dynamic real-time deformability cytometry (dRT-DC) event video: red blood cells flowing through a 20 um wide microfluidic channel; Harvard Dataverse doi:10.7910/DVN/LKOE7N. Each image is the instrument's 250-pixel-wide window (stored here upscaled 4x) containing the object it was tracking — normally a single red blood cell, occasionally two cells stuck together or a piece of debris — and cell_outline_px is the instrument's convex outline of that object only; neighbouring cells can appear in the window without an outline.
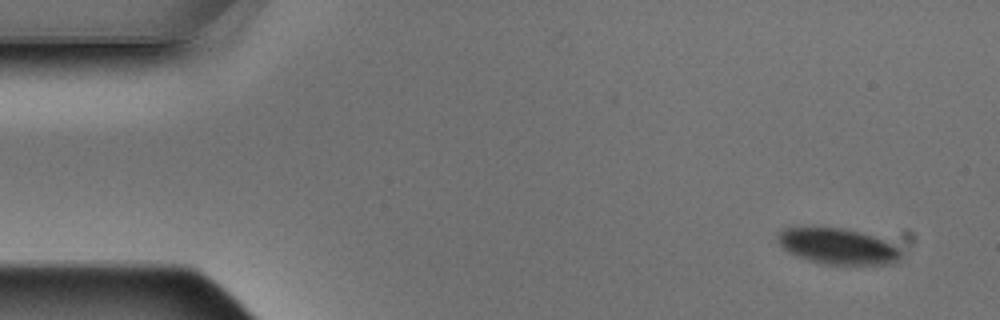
{"species": "Egyptian fruit bat (a non-hibernating species)", "species_latin": "Rousettus aegyptiacus", "temperature_condition": "warm", "stored_images_in_passage": 14, "camera_frame_rate_fps": 3000, "um_per_image_px": 0.085, "animal": {"sex": "male"}, "frame": {"image": 1, "passage_image": 1, "time_ms": 0.0, "image_size_px": [1000, 320], "cell_outline_px": [[904, 256], [900, 260], [892, 264], [828, 264], [808, 260], [796, 256], [788, 252], [776, 240], [776, 236], [784, 228], [844, 228], [860, 232], [884, 240], [892, 244], [904, 252]], "centroid_in_image_um": [71.24, 20.95], "position_along_channel_um": 13.8, "area_um2": 25.66}}
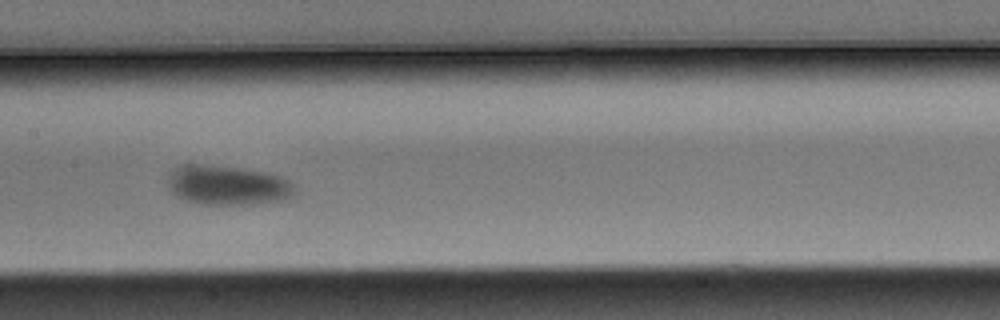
{"frame": {"image": 2, "passage_image": 7, "time_ms": 2.0, "image_size_px": [1000, 320], "cell_outline_px": [[296, 196], [288, 200], [252, 204], [200, 204], [176, 196], [168, 188], [168, 172], [172, 168], [188, 160], [268, 172], [284, 176], [296, 188]], "centroid_in_image_um": [19.33, 15.69], "position_along_channel_um": 188.1, "area_um2": 30.69}}
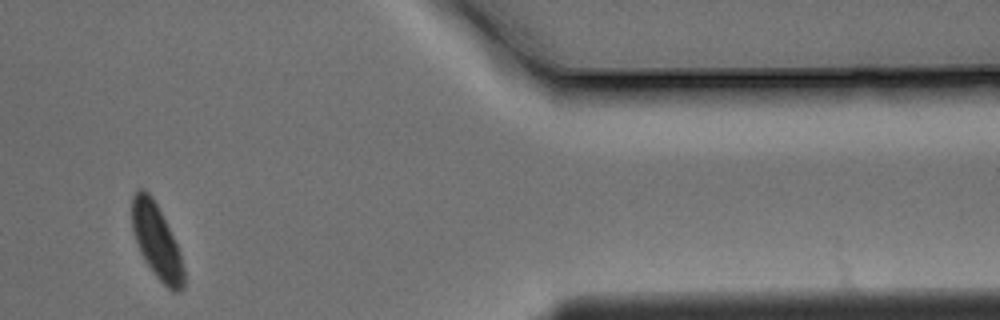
{"frame": {"image": 3, "passage_image": 12, "time_ms": 3.667, "image_size_px": [1000, 320], "cell_outline_px": [[184, 288], [180, 292], [172, 292], [156, 276], [140, 252], [132, 232], [132, 196], [140, 188], [148, 192], [152, 196], [180, 252], [184, 268]], "centroid_in_image_um": [13.31, 20.54], "position_along_channel_um": 398.1, "area_um2": 22.08}}